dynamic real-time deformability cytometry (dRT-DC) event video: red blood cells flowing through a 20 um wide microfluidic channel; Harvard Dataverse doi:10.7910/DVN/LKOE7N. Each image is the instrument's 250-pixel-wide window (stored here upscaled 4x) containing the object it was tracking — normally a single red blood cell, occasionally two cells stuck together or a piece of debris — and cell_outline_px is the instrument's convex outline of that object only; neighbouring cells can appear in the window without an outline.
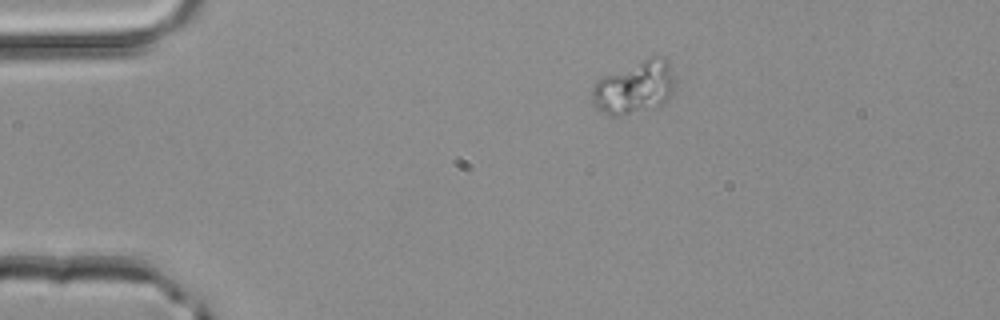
{"species": "common noctule bat (a hibernating species)", "species_latin": "Nyctalus noctula", "temperature_condition": "room temperature", "stored_images_in_passage": 2, "camera_frame_rate_fps": 3000, "um_per_image_px": 0.085, "animal": {"sex": "male", "body_mass_g": 20.4}, "frame": {"image": 1, "passage_image": 1, "time_ms": 0.0, "image_size_px": [1000, 320], "cell_outline_px": [[676, 84], [668, 100], [664, 104], [656, 108], [620, 116], [608, 116], [592, 104], [592, 88], [596, 80], [604, 76], [652, 56], [664, 56], [668, 60], [676, 80]], "centroid_in_image_um": [53.97, 7.45], "position_along_channel_um": 31.0, "area_um2": 25.89}}